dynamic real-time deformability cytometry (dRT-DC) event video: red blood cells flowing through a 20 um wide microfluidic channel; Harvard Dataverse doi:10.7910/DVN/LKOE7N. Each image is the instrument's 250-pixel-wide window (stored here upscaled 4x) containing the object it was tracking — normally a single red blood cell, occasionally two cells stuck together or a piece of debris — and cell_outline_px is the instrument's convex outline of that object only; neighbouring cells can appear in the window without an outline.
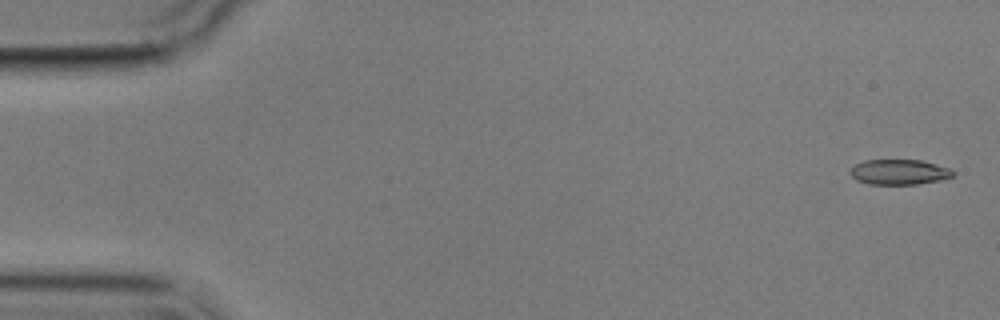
{"species": "common noctule bat (a hibernating species)", "species_latin": "Nyctalus noctula", "temperature_condition": "cold", "stored_images_in_passage": 5, "camera_frame_rate_fps": 3000, "um_per_image_px": 0.085, "animal": {"sex": "male", "body_mass_g": 17.9}, "frame": {"image": 1, "passage_image": 1, "time_ms": 0.0, "image_size_px": [1000, 320], "cell_outline_px": [[956, 172], [952, 176], [940, 180], [916, 184], [868, 184], [856, 180], [848, 172], [856, 164], [864, 160], [920, 160], [936, 164], [948, 168]], "centroid_in_image_um": [76.41, 14.62], "position_along_channel_um": 8.6, "area_um2": 15.03}}